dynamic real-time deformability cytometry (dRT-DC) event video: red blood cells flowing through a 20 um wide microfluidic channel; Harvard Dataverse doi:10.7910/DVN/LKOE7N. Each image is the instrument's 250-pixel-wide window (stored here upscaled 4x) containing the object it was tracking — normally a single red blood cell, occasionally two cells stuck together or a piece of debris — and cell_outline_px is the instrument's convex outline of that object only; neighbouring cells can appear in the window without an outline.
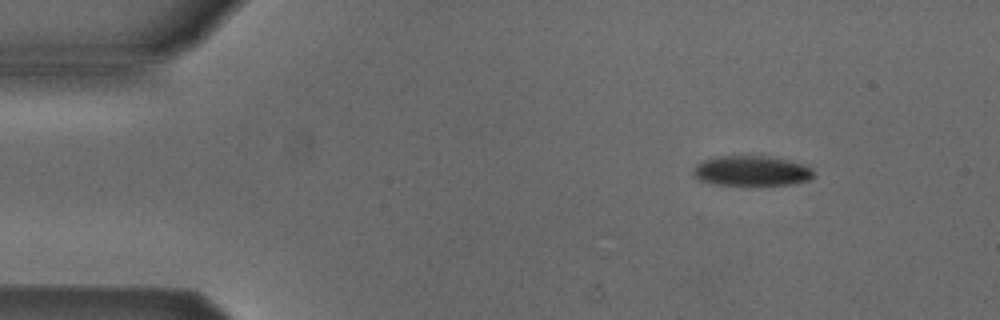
{"species": "Egyptian fruit bat (a non-hibernating species)", "species_latin": "Rousettus aegyptiacus", "temperature_condition": "cold", "stored_images_in_passage": 47, "camera_frame_rate_fps": 3000, "um_per_image_px": 0.085, "animal": {"sex": "male"}, "frame": {"image": 1, "passage_image": 1, "time_ms": 0.0, "image_size_px": [1000, 320], "cell_outline_px": [[812, 176], [808, 180], [792, 184], [760, 188], [748, 188], [712, 184], [700, 180], [692, 172], [704, 160], [720, 156], [764, 156], [788, 160], [812, 168]], "centroid_in_image_um": [63.89, 14.6], "position_along_channel_um": 21.1, "area_um2": 21.73}}
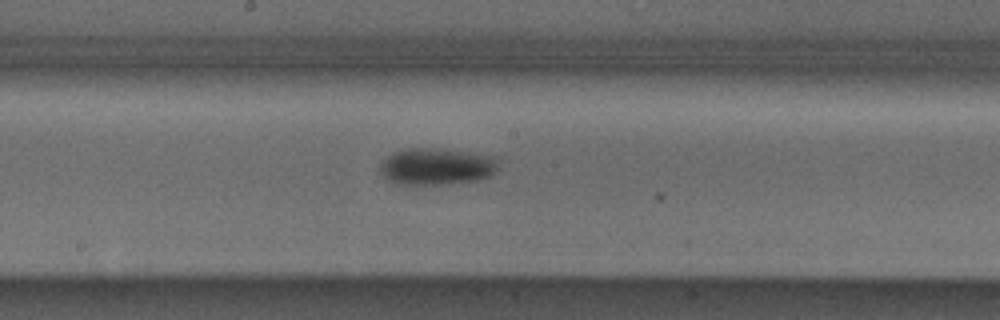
{"frame": {"image": 2, "passage_image": 22, "time_ms": 7.0, "image_size_px": [1000, 320], "cell_outline_px": [[496, 172], [492, 176], [480, 180], [444, 184], [396, 184], [388, 180], [380, 172], [380, 164], [388, 156], [396, 152], [408, 148], [436, 148], [496, 156]], "centroid_in_image_um": [37.12, 14.16], "position_along_channel_um": 211.1, "area_um2": 25.32}}
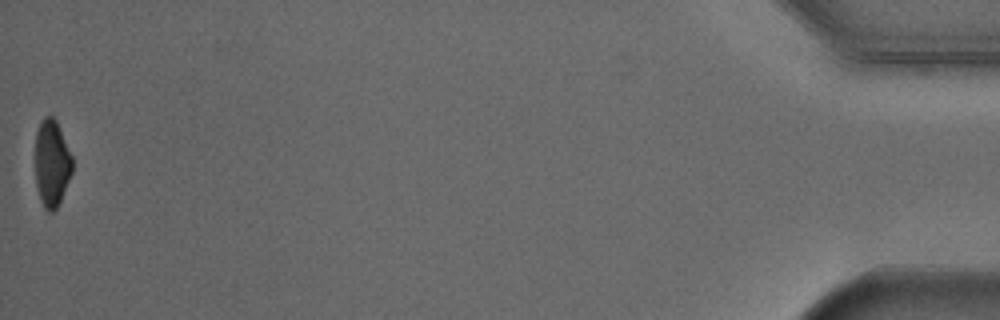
{"frame": {"image": 3, "passage_image": 47, "time_ms": 15.333, "image_size_px": [1000, 320], "cell_outline_px": [[72, 172], [60, 200], [56, 208], [52, 212], [48, 212], [44, 208], [40, 200], [36, 184], [36, 132], [44, 116], [52, 116], [56, 120], [72, 156]], "centroid_in_image_um": [4.4, 13.88], "position_along_channel_um": 430.8, "area_um2": 18.5}, "authors_computed_cell_mechanics": {"area_um2": 23.5824, "velocity_mm_per_s": 3.8798, "shape_relaxation_time_tau1_ms": 2.6605, "shape_relaxation_time_tau2_ms": null, "deformation_change_tau1": 0.0901, "deformation_change_tau2": null}}